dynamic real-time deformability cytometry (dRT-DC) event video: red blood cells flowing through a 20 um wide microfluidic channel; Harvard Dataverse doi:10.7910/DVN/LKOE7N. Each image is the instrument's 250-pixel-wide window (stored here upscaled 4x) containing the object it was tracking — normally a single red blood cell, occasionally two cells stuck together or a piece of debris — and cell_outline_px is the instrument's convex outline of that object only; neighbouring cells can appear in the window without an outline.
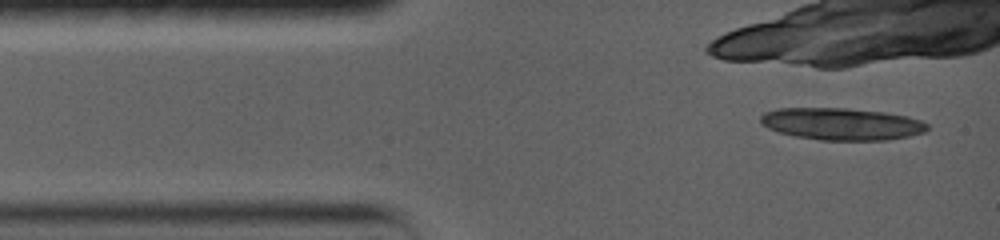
{"species": "common noctule bat (a hibernating species)", "species_latin": "Nyctalus noctula", "temperature_condition": "warm", "stored_images_in_passage": 1, "camera_frame_rate_fps": 5000, "um_per_image_px": 0.085, "animal": {"sex": "female", "body_mass_g": 19.0, "forearm_length_mm": 56.7}, "frame": {"image": 1, "passage_image": 1, "time_ms": 0.0, "image_size_px": [1000, 240], "cell_outline_px": [[928, 128], [924, 132], [908, 136], [888, 140], [820, 140], [796, 136], [780, 132], [768, 128], [760, 124], [760, 116], [764, 112], [776, 108], [848, 108], [884, 112], [908, 116], [920, 120], [928, 124]], "centroid_in_image_um": [71.52, 10.53], "position_along_channel_um": 13.5, "area_um2": 31.27}}